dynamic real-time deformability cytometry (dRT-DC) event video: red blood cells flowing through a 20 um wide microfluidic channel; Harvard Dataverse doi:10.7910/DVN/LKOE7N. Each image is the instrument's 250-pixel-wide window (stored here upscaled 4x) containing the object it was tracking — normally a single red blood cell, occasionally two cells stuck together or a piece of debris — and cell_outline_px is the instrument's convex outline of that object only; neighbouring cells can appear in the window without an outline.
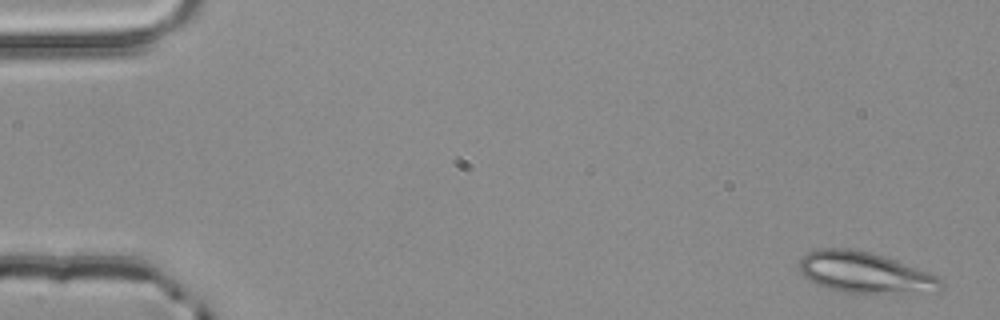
{"species": "common noctule bat (a hibernating species)", "species_latin": "Nyctalus noctula", "temperature_condition": "room temperature", "stored_images_in_passage": 4, "camera_frame_rate_fps": 3000, "um_per_image_px": 0.085, "animal": {"sex": "male", "body_mass_g": 20.4}, "frame": {"image": 1, "passage_image": 1, "time_ms": 0.0, "image_size_px": [1000, 320], "cell_outline_px": [[944, 284], [940, 288], [876, 292], [844, 292], [828, 288], [816, 284], [804, 276], [800, 272], [800, 256], [808, 252], [820, 248], [848, 248], [868, 252], [884, 256], [928, 272], [936, 276]], "centroid_in_image_um": [73.35, 23.11], "position_along_channel_um": 11.6, "area_um2": 32.43}}